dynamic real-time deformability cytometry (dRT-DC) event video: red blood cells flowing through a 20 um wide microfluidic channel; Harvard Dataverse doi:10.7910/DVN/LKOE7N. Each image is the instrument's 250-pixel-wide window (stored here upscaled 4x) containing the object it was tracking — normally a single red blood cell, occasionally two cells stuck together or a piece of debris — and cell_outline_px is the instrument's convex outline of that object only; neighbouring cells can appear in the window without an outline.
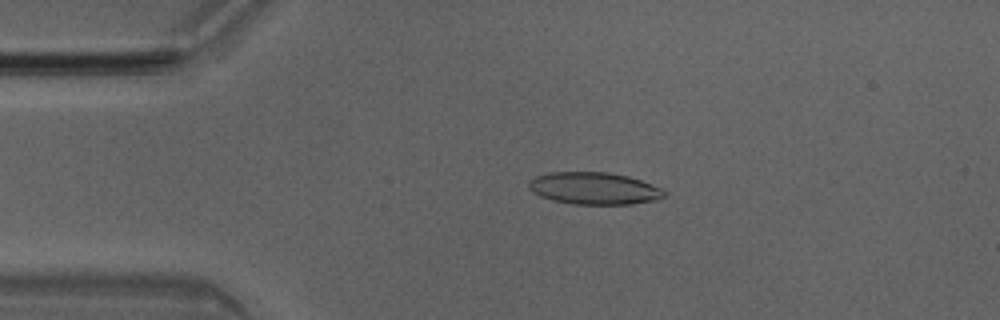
{"species": "Egyptian fruit bat (a non-hibernating species)", "species_latin": "Rousettus aegyptiacus", "temperature_condition": "room temperature", "stored_images_in_passage": 50, "camera_frame_rate_fps": 3000, "um_per_image_px": 0.085, "animal": {"sex": "male"}, "frame": {"image": 1, "passage_image": 10, "time_ms": 3.0, "image_size_px": [1000, 320], "cell_outline_px": [[668, 192], [660, 200], [632, 204], [572, 204], [552, 200], [540, 196], [532, 192], [528, 188], [528, 180], [536, 176], [548, 172], [608, 172], [628, 176], [664, 188]], "centroid_in_image_um": [50.52, 16.01], "position_along_channel_um": 34.5, "area_um2": 25.78}}
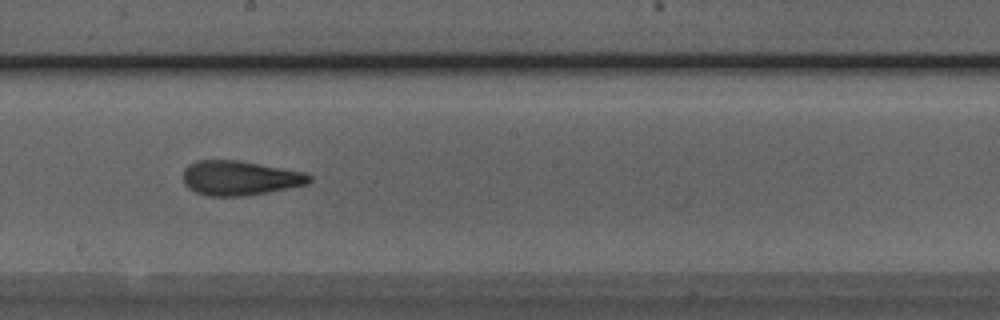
{"frame": {"image": 2, "passage_image": 27, "time_ms": 8.667, "image_size_px": [1000, 320], "cell_outline_px": [[312, 180], [308, 184], [268, 192], [244, 196], [208, 196], [196, 192], [188, 188], [184, 184], [184, 168], [188, 164], [196, 160], [240, 160], [304, 172], [312, 176]], "centroid_in_image_um": [20.38, 15.13], "position_along_channel_um": 227.8, "area_um2": 25.55}}
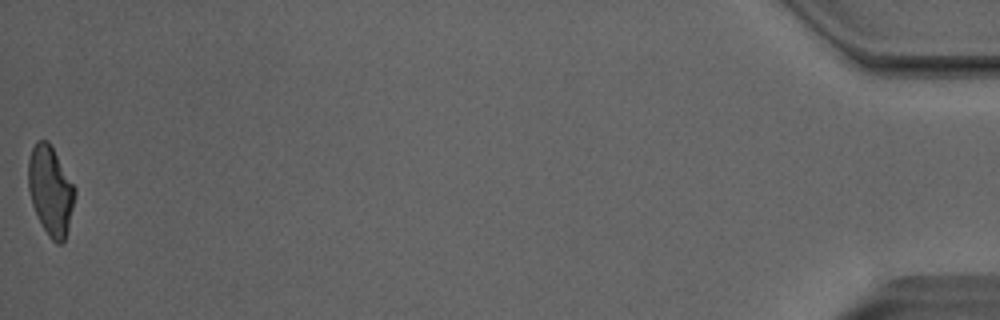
{"frame": {"image": 3, "passage_image": 50, "time_ms": 16.333, "image_size_px": [1000, 320], "cell_outline_px": [[76, 192], [68, 228], [64, 240], [60, 244], [56, 244], [48, 236], [40, 224], [32, 204], [28, 188], [28, 160], [32, 148], [36, 140], [48, 140], [76, 188]], "centroid_in_image_um": [4.28, 16.21], "position_along_channel_um": 430.9, "area_um2": 24.22}, "authors_computed_cell_mechanics": {"area_um2": 25.5187, "velocity_mm_per_s": 4.0364, "shape_relaxation_time_tau1_ms": 5.2423, "shape_relaxation_time_tau2_ms": 2.1242, "deformation_change_tau1": 0.1515, "deformation_change_tau2": 0.1105}}